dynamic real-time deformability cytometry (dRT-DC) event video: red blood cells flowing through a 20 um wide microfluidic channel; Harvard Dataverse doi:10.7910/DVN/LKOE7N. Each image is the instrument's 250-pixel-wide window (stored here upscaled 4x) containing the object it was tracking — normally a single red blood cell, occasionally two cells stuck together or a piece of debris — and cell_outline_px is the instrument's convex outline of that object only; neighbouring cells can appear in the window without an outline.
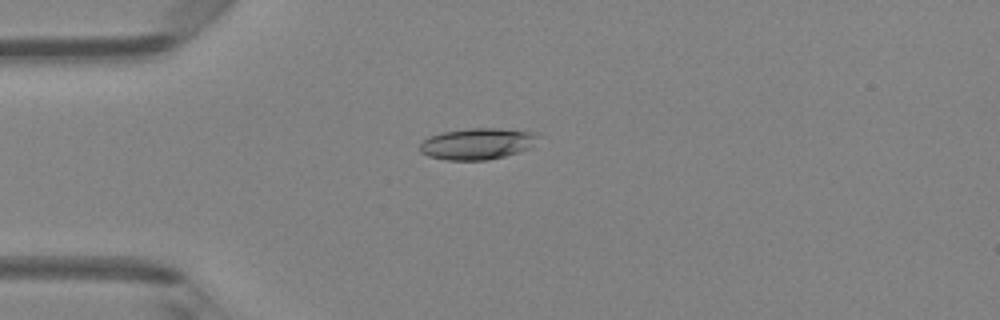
{"species": "Egyptian fruit bat (a non-hibernating species)", "species_latin": "Rousettus aegyptiacus", "temperature_condition": "room temperature", "stored_images_in_passage": 4, "camera_frame_rate_fps": 3000, "um_per_image_px": 0.085, "animal": {"sex": "female"}, "frame": {"image": 1, "passage_image": 4, "time_ms": 1.0, "image_size_px": [1000, 320], "cell_outline_px": [[536, 136], [528, 148], [520, 152], [488, 160], [448, 160], [428, 156], [420, 152], [420, 144], [424, 140], [432, 136], [444, 132], [472, 128], [496, 128], [532, 132]], "centroid_in_image_um": [40.51, 12.23], "position_along_channel_um": 44.5, "area_um2": 21.04}}